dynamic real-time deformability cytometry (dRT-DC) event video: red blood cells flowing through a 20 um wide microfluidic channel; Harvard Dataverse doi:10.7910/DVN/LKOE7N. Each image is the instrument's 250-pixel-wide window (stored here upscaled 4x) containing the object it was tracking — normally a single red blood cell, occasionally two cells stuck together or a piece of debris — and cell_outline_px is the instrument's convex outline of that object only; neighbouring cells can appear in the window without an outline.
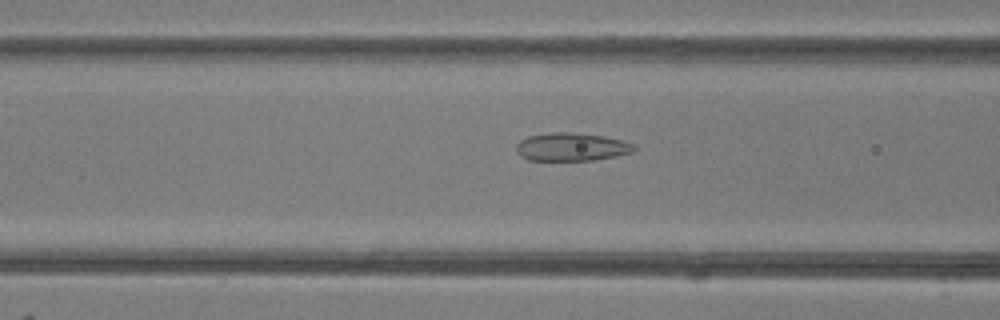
{"species": "common noctule bat (a hibernating species)", "species_latin": "Nyctalus noctula", "temperature_condition": "room temperature", "stored_images_in_passage": 40, "camera_frame_rate_fps": 3000, "um_per_image_px": 0.085, "animal": {"sex": "female"}, "frame": {"image": 1, "passage_image": 11, "time_ms": 3.333, "image_size_px": [1000, 320], "cell_outline_px": [[636, 148], [632, 152], [616, 156], [592, 160], [528, 160], [520, 156], [516, 152], [516, 144], [520, 140], [528, 136], [552, 132], [572, 132], [604, 136], [624, 140], [636, 144]], "centroid_in_image_um": [48.59, 12.48], "position_along_channel_um": 118.0, "area_um2": 19.48}}
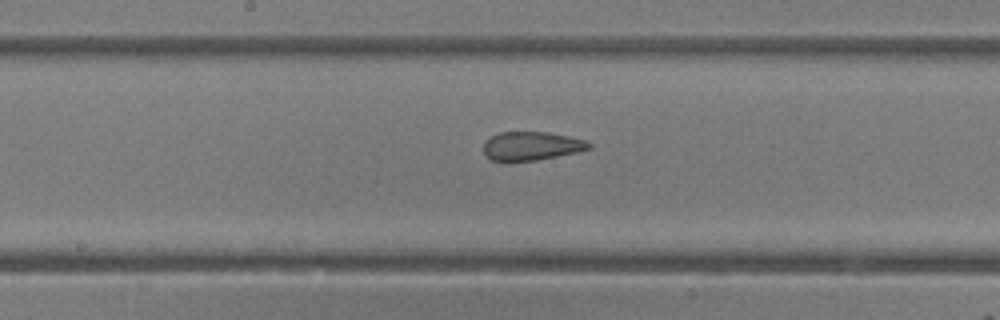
{"frame": {"image": 2, "passage_image": 17, "time_ms": 5.333, "image_size_px": [1000, 320], "cell_outline_px": [[592, 148], [576, 152], [536, 160], [508, 164], [492, 160], [484, 156], [484, 140], [500, 132], [548, 132], [568, 136], [584, 140], [592, 144]], "centroid_in_image_um": [45.1, 12.44], "position_along_channel_um": 203.1, "area_um2": 18.03}}
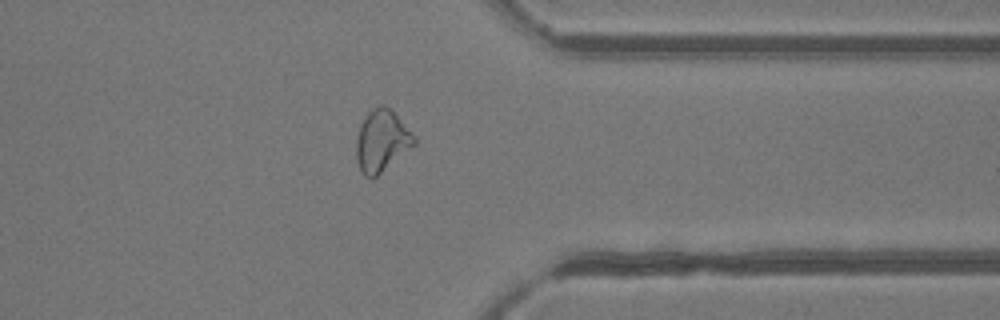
{"frame": {"image": 3, "passage_image": 30, "time_ms": 9.667, "image_size_px": [1000, 320], "cell_outline_px": [[416, 144], [376, 176], [364, 176], [356, 160], [356, 136], [360, 124], [368, 112], [372, 108], [380, 104], [384, 104], [416, 136]], "centroid_in_image_um": [32.43, 11.95], "position_along_channel_um": 379.0, "area_um2": 20.58}, "authors_computed_cell_mechanics": {"area_um2": 20.23, "velocity_mm_per_s": 4.229, "shape_relaxation_time_tau1_ms": null, "shape_relaxation_time_tau2_ms": 1.2606, "deformation_change_tau1": null, "deformation_change_tau2": 0.0915}}